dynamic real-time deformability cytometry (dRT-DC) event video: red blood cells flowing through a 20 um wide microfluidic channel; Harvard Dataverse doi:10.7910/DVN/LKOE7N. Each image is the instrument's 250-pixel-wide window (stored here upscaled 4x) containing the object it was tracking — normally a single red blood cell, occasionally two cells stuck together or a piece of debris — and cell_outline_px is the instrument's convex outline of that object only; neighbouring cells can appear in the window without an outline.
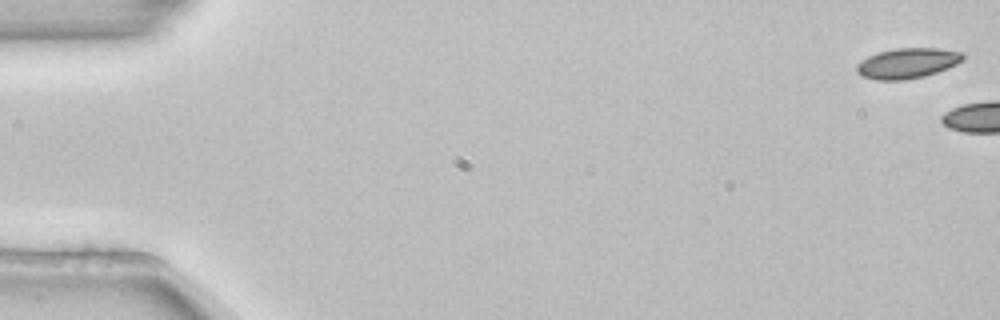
{"species": "common noctule bat (a hibernating species)", "species_latin": "Nyctalus noctula", "temperature_condition": "room temperature", "stored_images_in_passage": 3, "camera_frame_rate_fps": 3000, "um_per_image_px": 0.085, "animal": {"sex": "female", "body_mass_g": 22.7, "forearm_length_mm": 54.2}, "frame": {"image": 1, "passage_image": 1, "time_ms": 0.0, "image_size_px": [1000, 320], "cell_outline_px": [[964, 60], [948, 68], [924, 76], [904, 80], [876, 80], [860, 76], [856, 72], [856, 64], [868, 56], [876, 52], [896, 48], [936, 48], [964, 52]], "centroid_in_image_um": [77.11, 5.37], "position_along_channel_um": 7.9, "area_um2": 18.96}}